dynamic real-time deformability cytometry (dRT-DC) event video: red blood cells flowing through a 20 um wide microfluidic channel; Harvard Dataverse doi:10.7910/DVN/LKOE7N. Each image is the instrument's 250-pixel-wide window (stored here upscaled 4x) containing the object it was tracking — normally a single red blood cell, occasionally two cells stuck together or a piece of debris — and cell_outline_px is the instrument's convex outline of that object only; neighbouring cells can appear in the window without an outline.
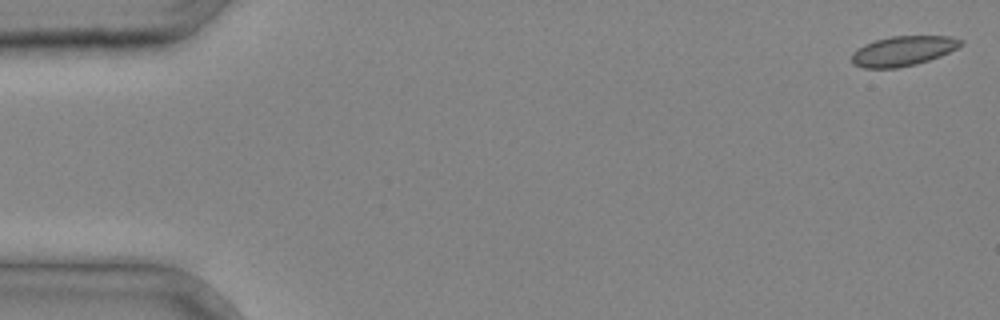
{"species": "common noctule bat (a hibernating species)", "species_latin": "Nyctalus noctula", "temperature_condition": "cold", "stored_images_in_passage": 35, "camera_frame_rate_fps": 3000, "um_per_image_px": 0.085, "animal": {"sex": "male", "body_mass_g": 20.4}, "frame": {"image": 1, "passage_image": 1, "time_ms": 0.0, "image_size_px": [1000, 320], "cell_outline_px": [[964, 44], [940, 56], [916, 64], [896, 68], [864, 68], [852, 64], [852, 52], [864, 44], [876, 40], [892, 36], [948, 36], [964, 40]], "centroid_in_image_um": [76.75, 4.33], "position_along_channel_um": 8.3, "area_um2": 18.9}}
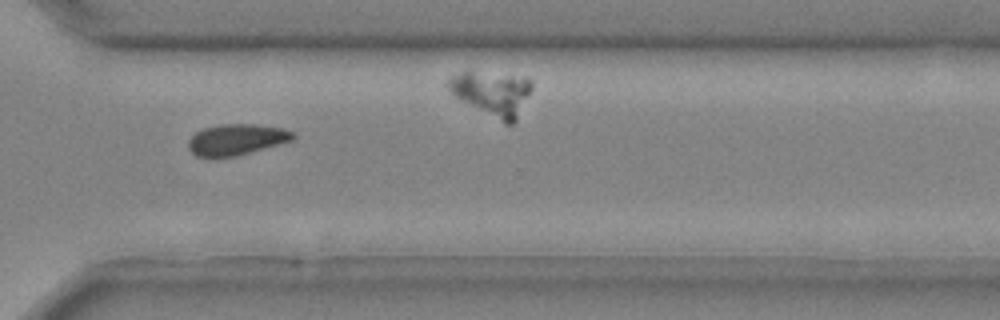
{"frame": {"image": 2, "passage_image": 29, "time_ms": 9.333, "image_size_px": [1000, 320], "cell_outline_px": [[296, 136], [292, 140], [236, 156], [196, 156], [188, 148], [188, 140], [196, 132], [204, 128], [220, 124], [252, 124], [280, 128], [292, 132]], "centroid_in_image_um": [20.07, 11.85], "position_along_channel_um": 350.5, "area_um2": 18.5}}
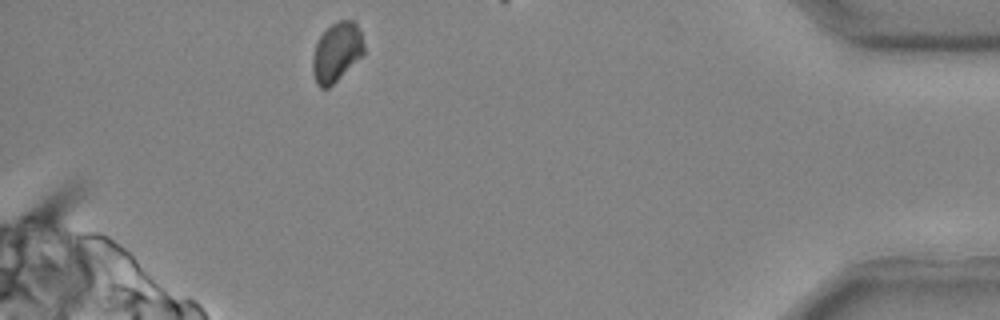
{"frame": {"image": 3, "passage_image": 35, "time_ms": 11.333, "image_size_px": [1000, 320], "cell_outline_px": [[364, 52], [328, 88], [320, 88], [316, 84], [312, 72], [312, 56], [316, 40], [332, 24], [340, 20], [356, 20], [360, 28], [364, 48]], "centroid_in_image_um": [28.58, 4.4], "position_along_channel_um": 406.6, "area_um2": 17.57}}